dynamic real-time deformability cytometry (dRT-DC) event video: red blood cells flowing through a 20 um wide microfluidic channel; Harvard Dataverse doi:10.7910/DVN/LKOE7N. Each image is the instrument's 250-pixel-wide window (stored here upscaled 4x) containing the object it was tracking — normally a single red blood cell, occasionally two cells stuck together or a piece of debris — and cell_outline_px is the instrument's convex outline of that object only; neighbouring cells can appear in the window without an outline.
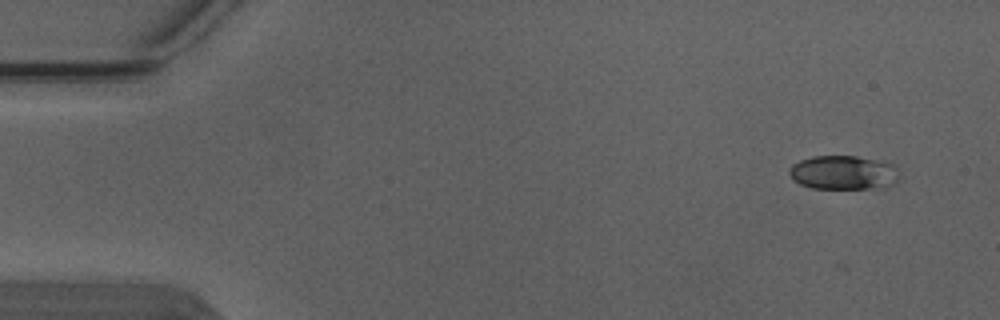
{"species": "Egyptian fruit bat (a non-hibernating species)", "species_latin": "Rousettus aegyptiacus", "temperature_condition": "warm", "stored_images_in_passage": 4, "camera_frame_rate_fps": 3000, "um_per_image_px": 0.085, "animal": {"sex": "male"}, "frame": {"image": 1, "passage_image": 1, "time_ms": 0.0, "image_size_px": [1000, 320], "cell_outline_px": [[900, 180], [892, 184], [868, 188], [812, 188], [800, 184], [788, 172], [792, 164], [800, 160], [812, 156], [856, 156], [896, 164]], "centroid_in_image_um": [71.71, 14.65], "position_along_channel_um": 13.3, "area_um2": 21.68}}
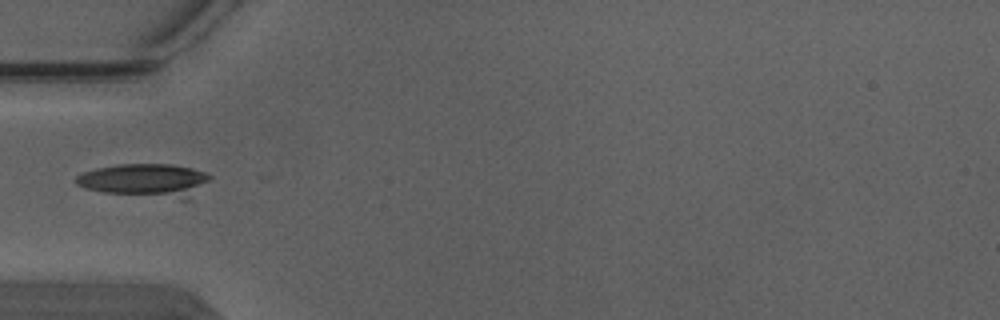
{"frame": {"image": 2, "passage_image": 4, "time_ms": 1.0, "image_size_px": [1000, 320], "cell_outline_px": [[212, 180], [188, 200], [180, 200], [104, 192], [88, 188], [76, 184], [76, 176], [84, 172], [96, 168], [120, 164], [172, 164], [192, 168], [204, 172], [212, 176]], "centroid_in_image_um": [12.44, 15.34], "position_along_channel_um": 72.6, "area_um2": 26.24}}